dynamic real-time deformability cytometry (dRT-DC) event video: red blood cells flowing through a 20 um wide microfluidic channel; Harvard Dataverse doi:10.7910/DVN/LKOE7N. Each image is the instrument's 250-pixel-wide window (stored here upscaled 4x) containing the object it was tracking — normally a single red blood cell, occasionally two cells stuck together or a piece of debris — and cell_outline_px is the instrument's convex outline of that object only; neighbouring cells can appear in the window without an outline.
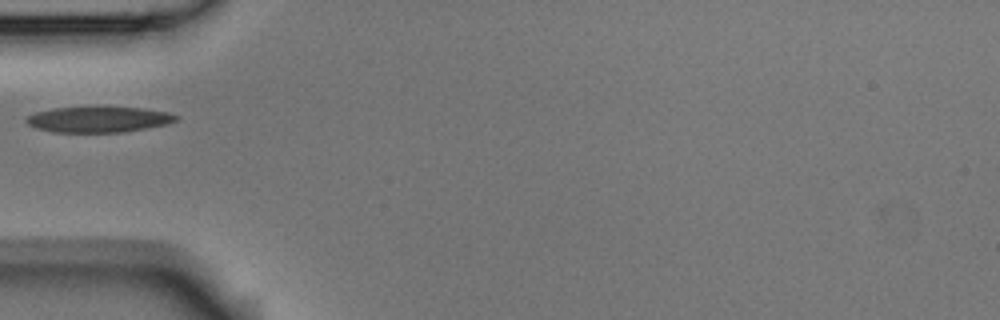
{"species": "Egyptian fruit bat (a non-hibernating species)", "species_latin": "Rousettus aegyptiacus", "temperature_condition": "room temperature", "stored_images_in_passage": 1, "camera_frame_rate_fps": 3000, "um_per_image_px": 0.085, "animal": {"sex": "male"}, "frame": {"image": 1, "passage_image": 1, "time_ms": 0.0, "image_size_px": [1000, 320], "cell_outline_px": [[180, 116], [176, 120], [168, 124], [124, 132], [52, 132], [36, 128], [28, 124], [24, 120], [28, 116], [36, 112], [52, 108], [96, 104], [140, 108], [168, 112]], "centroid_in_image_um": [8.36, 10.11], "position_along_channel_um": 76.6, "area_um2": 23.41}}